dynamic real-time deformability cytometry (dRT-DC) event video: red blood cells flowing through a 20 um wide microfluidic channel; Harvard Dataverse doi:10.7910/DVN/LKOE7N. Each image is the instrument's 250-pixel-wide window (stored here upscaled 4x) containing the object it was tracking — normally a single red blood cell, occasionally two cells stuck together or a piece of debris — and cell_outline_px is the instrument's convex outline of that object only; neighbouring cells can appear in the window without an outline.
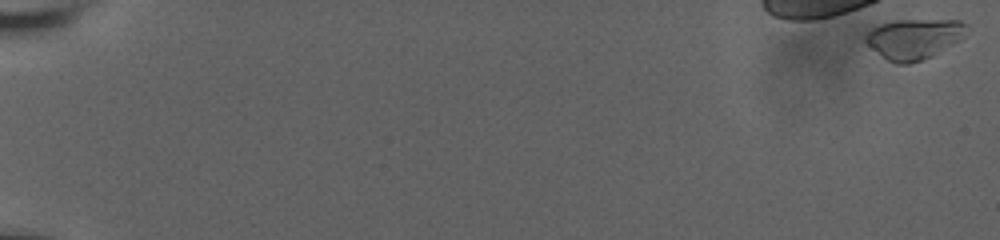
{"species": "human", "species_latin": "Homo sapiens", "temperature_condition": "room temperature", "stored_images_in_passage": 15, "camera_frame_rate_fps": 3000, "um_per_image_px": 0.085, "donor": {"sex": "male"}, "frame": {"image": 1, "passage_image": 1, "time_ms": 0.0, "image_size_px": [1000, 240], "cell_outline_px": [[968, 24], [960, 40], [932, 56], [908, 64], [896, 64], [888, 60], [868, 44], [864, 40], [864, 36], [872, 28], [880, 24], [896, 20], [960, 20]], "centroid_in_image_um": [77.69, 3.29], "position_along_channel_um": 7.3, "area_um2": 23.41}}